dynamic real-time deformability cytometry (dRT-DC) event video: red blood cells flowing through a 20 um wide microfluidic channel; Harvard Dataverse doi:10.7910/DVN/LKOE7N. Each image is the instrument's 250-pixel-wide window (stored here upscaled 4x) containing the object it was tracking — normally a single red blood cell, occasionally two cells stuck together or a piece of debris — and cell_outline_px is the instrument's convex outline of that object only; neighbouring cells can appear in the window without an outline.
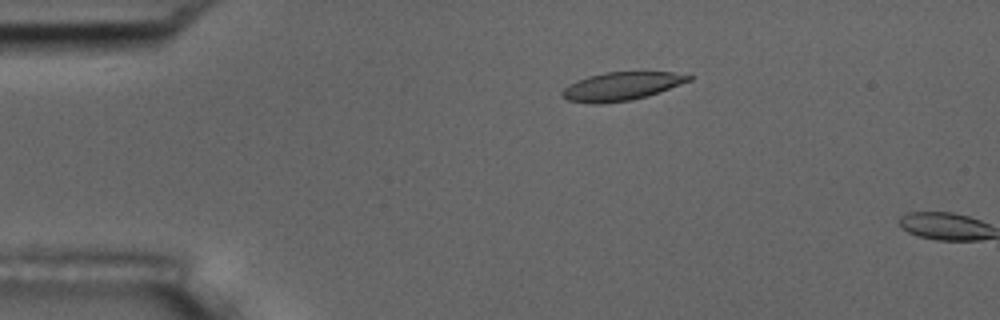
{"species": "common noctule bat (a hibernating species)", "species_latin": "Nyctalus noctula", "temperature_condition": "room temperature", "stored_images_in_passage": 5, "camera_frame_rate_fps": 3000, "um_per_image_px": 0.085, "animal": {"sex": "male", "body_mass_g": 17.5, "forearm_length_mm": 52.3}, "frame": {"image": 1, "passage_image": 4, "time_ms": 3.333, "image_size_px": [1000, 320], "cell_outline_px": [[692, 80], [660, 92], [648, 96], [632, 100], [600, 104], [592, 104], [568, 100], [560, 96], [560, 92], [568, 84], [576, 80], [588, 76], [604, 72], [672, 72], [692, 76]], "centroid_in_image_um": [52.78, 7.34], "position_along_channel_um": 32.2, "area_um2": 21.1}}